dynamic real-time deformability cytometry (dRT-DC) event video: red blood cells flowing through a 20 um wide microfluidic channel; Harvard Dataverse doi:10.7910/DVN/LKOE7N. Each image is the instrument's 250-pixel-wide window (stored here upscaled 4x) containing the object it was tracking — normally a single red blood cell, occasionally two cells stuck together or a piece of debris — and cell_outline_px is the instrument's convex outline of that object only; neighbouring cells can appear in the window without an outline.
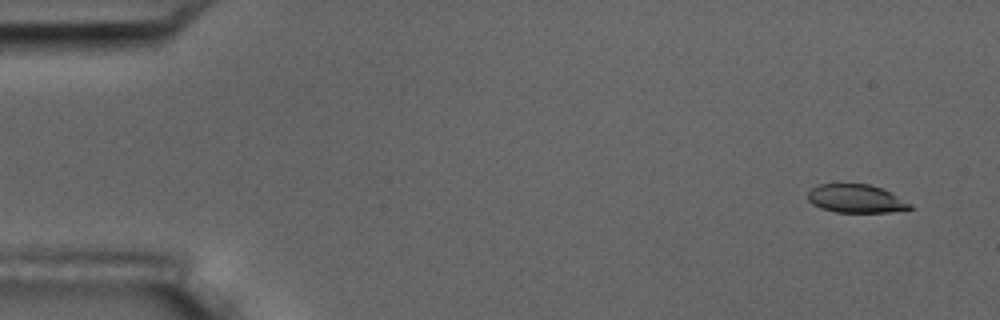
{"species": "common noctule bat (a hibernating species)", "species_latin": "Nyctalus noctula", "temperature_condition": "room temperature", "stored_images_in_passage": 5, "camera_frame_rate_fps": 3000, "um_per_image_px": 0.085, "animal": {"sex": "male", "body_mass_g": 17.5, "forearm_length_mm": 52.3}, "frame": {"image": 1, "passage_image": 1, "time_ms": 0.0, "image_size_px": [1000, 320], "cell_outline_px": [[912, 208], [888, 212], [836, 212], [820, 208], [812, 204], [808, 200], [808, 192], [812, 188], [820, 184], [868, 184], [892, 192], [912, 204]], "centroid_in_image_um": [72.76, 16.88], "position_along_channel_um": 12.2, "area_um2": 16.82}}
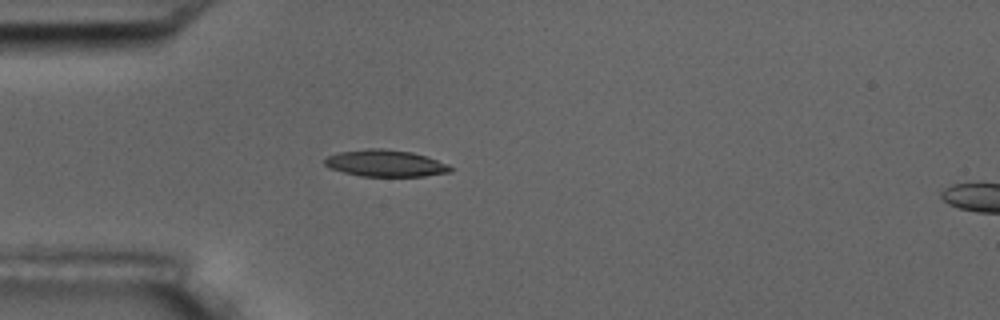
{"frame": {"image": 2, "passage_image": 4, "time_ms": 4.333, "image_size_px": [1000, 320], "cell_outline_px": [[456, 168], [452, 172], [424, 176], [360, 176], [328, 168], [324, 164], [324, 160], [328, 156], [340, 152], [368, 148], [380, 148], [412, 152], [448, 164]], "centroid_in_image_um": [32.78, 13.88], "position_along_channel_um": 52.2, "area_um2": 19.59}}